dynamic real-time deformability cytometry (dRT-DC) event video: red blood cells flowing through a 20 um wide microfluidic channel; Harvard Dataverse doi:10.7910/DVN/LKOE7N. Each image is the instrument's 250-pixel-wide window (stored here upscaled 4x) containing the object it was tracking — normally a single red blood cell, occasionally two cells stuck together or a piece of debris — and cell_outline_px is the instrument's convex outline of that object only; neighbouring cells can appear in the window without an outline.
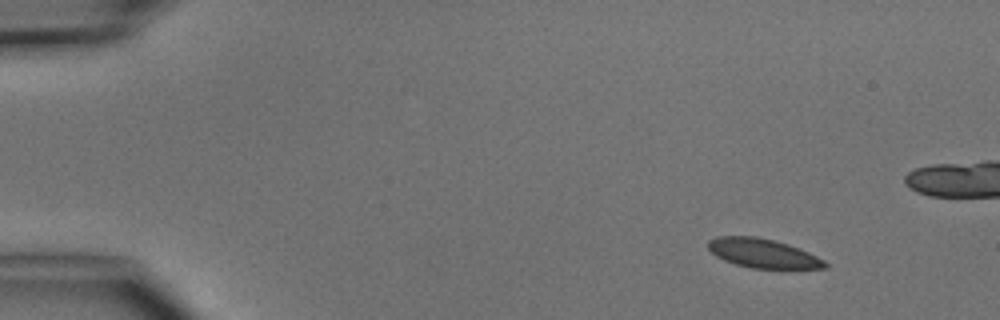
{"species": "common noctule bat (a hibernating species)", "species_latin": "Nyctalus noctula", "temperature_condition": "cold", "stored_images_in_passage": 3, "camera_frame_rate_fps": 3000, "um_per_image_px": 0.085, "animal": {"sex": "male", "body_mass_g": 15.6}, "frame": {"image": 1, "passage_image": 1, "time_ms": 0.0, "image_size_px": [1000, 320], "cell_outline_px": [[828, 268], [752, 268], [736, 264], [724, 260], [716, 256], [708, 248], [708, 240], [716, 236], [756, 236], [776, 240], [800, 248], [824, 260], [828, 264]], "centroid_in_image_um": [64.84, 21.51], "position_along_channel_um": 20.2, "area_um2": 19.83}}